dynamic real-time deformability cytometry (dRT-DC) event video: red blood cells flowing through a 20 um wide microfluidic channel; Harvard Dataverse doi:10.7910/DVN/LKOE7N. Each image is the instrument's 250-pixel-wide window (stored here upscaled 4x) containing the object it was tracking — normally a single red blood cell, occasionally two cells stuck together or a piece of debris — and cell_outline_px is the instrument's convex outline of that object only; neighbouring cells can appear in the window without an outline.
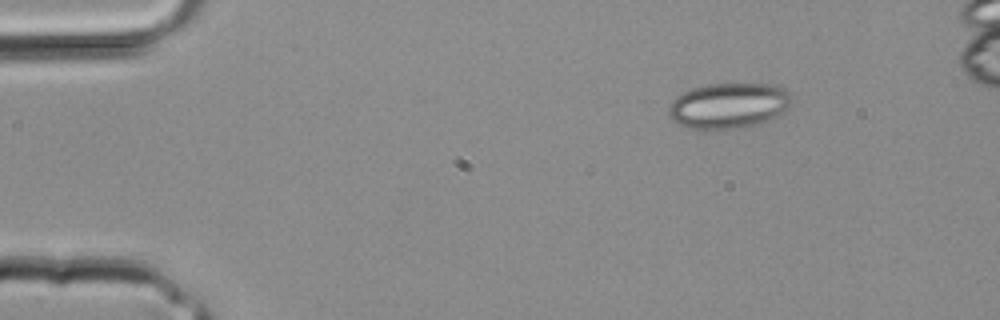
{"species": "common noctule bat (a hibernating species)", "species_latin": "Nyctalus noctula", "temperature_condition": "room temperature", "stored_images_in_passage": 2, "camera_frame_rate_fps": 3000, "um_per_image_px": 0.085, "animal": {"sex": "male", "body_mass_g": 20.4}, "frame": {"image": 1, "passage_image": 1, "time_ms": 0.0, "image_size_px": [1000, 320], "cell_outline_px": [[792, 104], [780, 116], [772, 120], [760, 124], [744, 128], [688, 128], [672, 120], [668, 112], [668, 104], [676, 96], [692, 88], [708, 84], [772, 84], [784, 88], [792, 92]], "centroid_in_image_um": [62.0, 8.97], "position_along_channel_um": 23.0, "area_um2": 33.12}}